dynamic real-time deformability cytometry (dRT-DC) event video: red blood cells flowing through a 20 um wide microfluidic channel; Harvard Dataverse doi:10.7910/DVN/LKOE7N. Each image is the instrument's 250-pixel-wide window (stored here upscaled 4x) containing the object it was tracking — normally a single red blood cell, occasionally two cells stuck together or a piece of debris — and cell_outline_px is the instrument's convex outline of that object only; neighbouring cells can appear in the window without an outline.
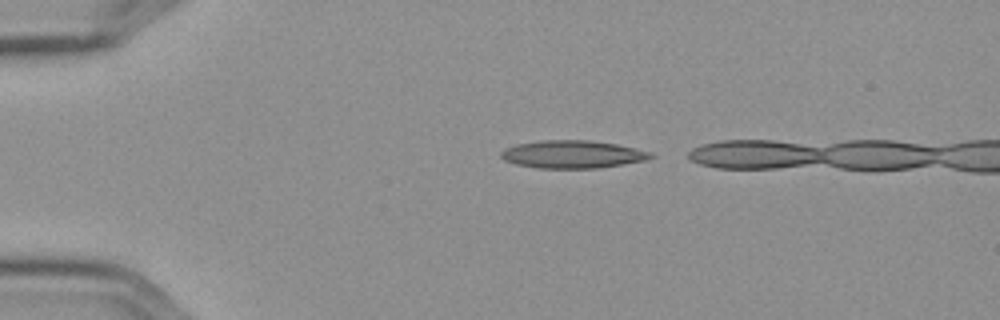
{"species": "Egyptian fruit bat (a non-hibernating species)", "species_latin": "Rousettus aegyptiacus", "temperature_condition": "cold", "stored_images_in_passage": 4, "camera_frame_rate_fps": 3000, "um_per_image_px": 0.085, "frame": {"image": 1, "passage_image": 1, "time_ms": 0.0, "image_size_px": [1000, 320], "cell_outline_px": [[656, 156], [644, 160], [596, 168], [536, 168], [516, 164], [504, 160], [500, 156], [500, 152], [504, 148], [516, 144], [540, 140], [588, 140], [616, 144], [636, 148], [652, 152]], "centroid_in_image_um": [48.63, 13.11], "position_along_channel_um": 36.4, "area_um2": 24.22}}